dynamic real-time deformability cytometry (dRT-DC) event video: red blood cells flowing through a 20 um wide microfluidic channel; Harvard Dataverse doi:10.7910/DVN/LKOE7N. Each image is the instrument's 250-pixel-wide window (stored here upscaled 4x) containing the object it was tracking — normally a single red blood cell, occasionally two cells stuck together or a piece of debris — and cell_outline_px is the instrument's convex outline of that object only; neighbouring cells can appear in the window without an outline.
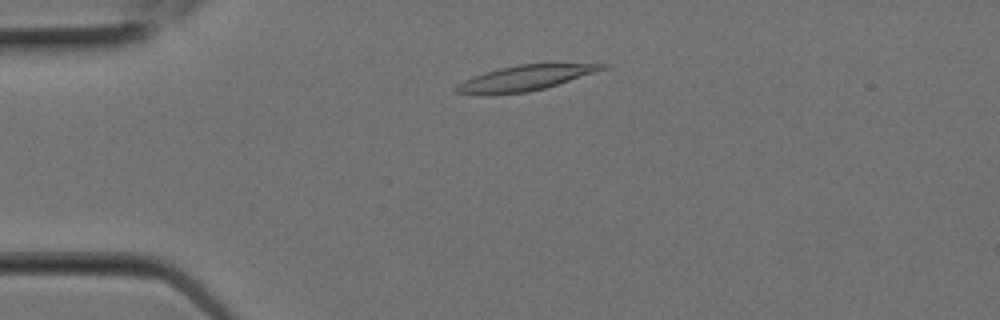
{"species": "Egyptian fruit bat (a non-hibernating species)", "species_latin": "Rousettus aegyptiacus", "temperature_condition": "room temperature", "stored_images_in_passage": 8, "camera_frame_rate_fps": 3000, "um_per_image_px": 0.085, "animal": {"sex": "female"}, "frame": {"image": 1, "passage_image": 4, "time_ms": 1.0, "image_size_px": [1000, 320], "cell_outline_px": [[608, 68], [544, 88], [528, 92], [492, 96], [484, 96], [456, 92], [452, 88], [456, 84], [472, 76], [484, 72], [500, 68], [520, 64], [608, 64]], "centroid_in_image_um": [44.5, 6.66], "position_along_channel_um": 40.5, "area_um2": 21.62}}
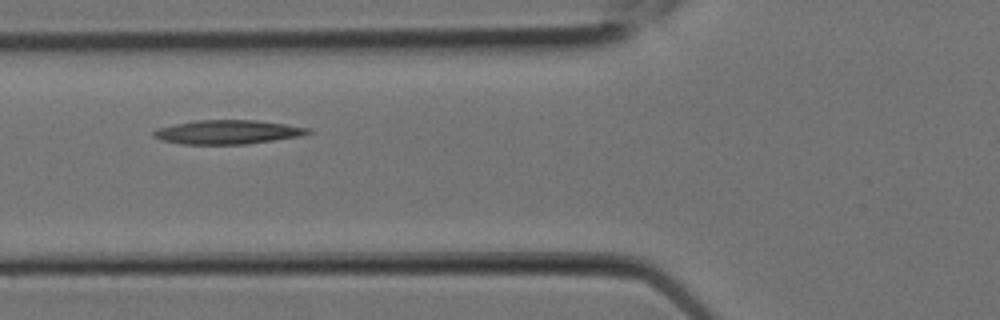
{"frame": {"image": 2, "passage_image": 7, "time_ms": 2.0, "image_size_px": [1000, 320], "cell_outline_px": [[312, 132], [300, 136], [244, 144], [184, 144], [160, 140], [152, 136], [152, 132], [156, 128], [196, 120], [256, 120], [312, 128]], "centroid_in_image_um": [19.33, 11.22], "position_along_channel_um": 106.5, "area_um2": 21.5}}
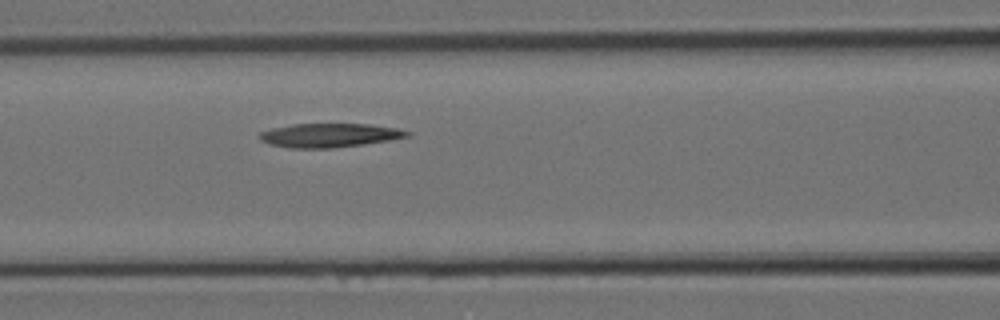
{"frame": {"image": 3, "passage_image": 8, "time_ms": 2.333, "image_size_px": [1000, 320], "cell_outline_px": [[412, 132], [408, 136], [388, 140], [332, 148], [288, 148], [268, 144], [260, 140], [256, 136], [260, 132], [272, 128], [292, 124], [368, 124], [396, 128]], "centroid_in_image_um": [27.91, 11.5], "position_along_channel_um": 138.7, "area_um2": 20.46}}